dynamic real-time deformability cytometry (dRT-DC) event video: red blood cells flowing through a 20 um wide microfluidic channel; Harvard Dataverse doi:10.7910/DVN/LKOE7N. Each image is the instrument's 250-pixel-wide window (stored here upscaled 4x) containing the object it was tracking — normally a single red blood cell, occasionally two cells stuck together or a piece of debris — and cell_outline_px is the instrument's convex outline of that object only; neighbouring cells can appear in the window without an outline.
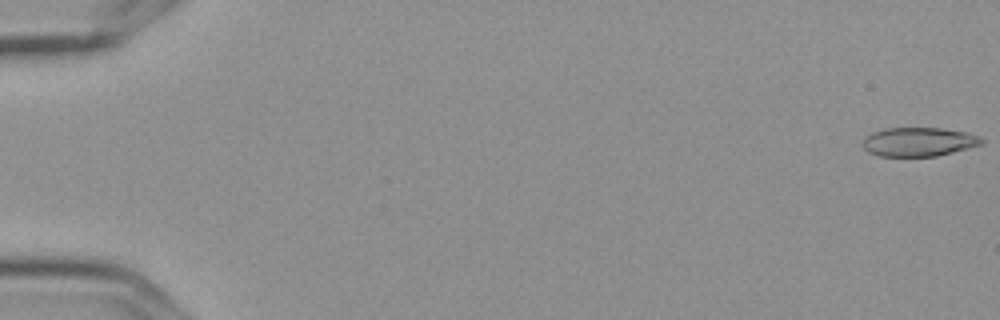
{"species": "Egyptian fruit bat (a non-hibernating species)", "species_latin": "Rousettus aegyptiacus", "temperature_condition": "cold", "stored_images_in_passage": 8, "camera_frame_rate_fps": 3000, "um_per_image_px": 0.085, "frame": {"image": 1, "passage_image": 1, "time_ms": 0.0, "image_size_px": [1000, 320], "cell_outline_px": [[984, 144], [936, 156], [880, 156], [868, 152], [860, 144], [864, 136], [872, 132], [884, 128], [940, 128], [968, 132], [980, 136], [984, 140]], "centroid_in_image_um": [78.07, 12.05], "position_along_channel_um": 6.9, "area_um2": 20.29}}
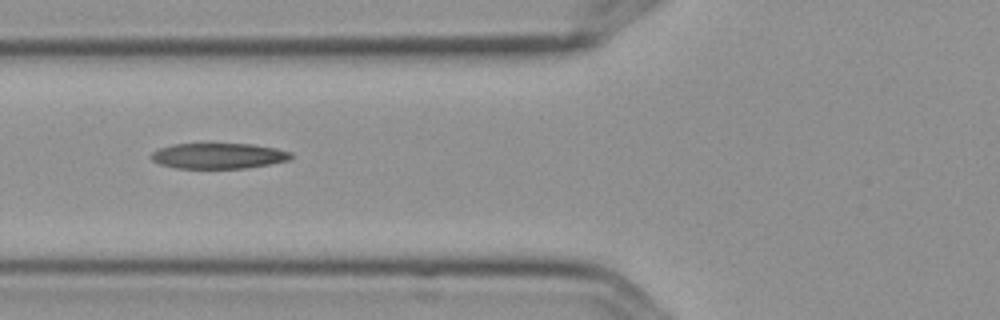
{"frame": {"image": 2, "passage_image": 7, "time_ms": 2.0, "image_size_px": [1000, 320], "cell_outline_px": [[292, 156], [288, 160], [268, 164], [244, 168], [176, 168], [160, 164], [152, 160], [152, 152], [156, 148], [172, 144], [252, 144], [276, 148], [292, 152]], "centroid_in_image_um": [18.54, 13.24], "position_along_channel_um": 107.3, "area_um2": 20.75}}
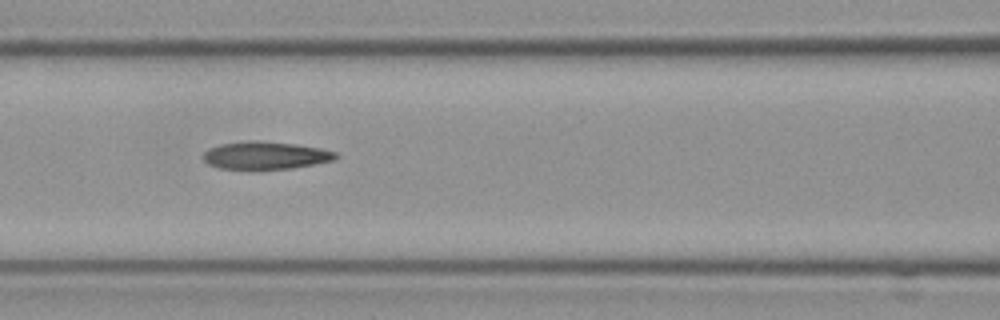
{"frame": {"image": 3, "passage_image": 8, "time_ms": 2.333, "image_size_px": [1000, 320], "cell_outline_px": [[340, 156], [336, 160], [292, 168], [220, 168], [208, 164], [204, 160], [204, 152], [208, 148], [220, 144], [248, 140], [260, 140], [296, 144], [320, 148], [336, 152]], "centroid_in_image_um": [22.6, 13.18], "position_along_channel_um": 144.0, "area_um2": 21.27}}